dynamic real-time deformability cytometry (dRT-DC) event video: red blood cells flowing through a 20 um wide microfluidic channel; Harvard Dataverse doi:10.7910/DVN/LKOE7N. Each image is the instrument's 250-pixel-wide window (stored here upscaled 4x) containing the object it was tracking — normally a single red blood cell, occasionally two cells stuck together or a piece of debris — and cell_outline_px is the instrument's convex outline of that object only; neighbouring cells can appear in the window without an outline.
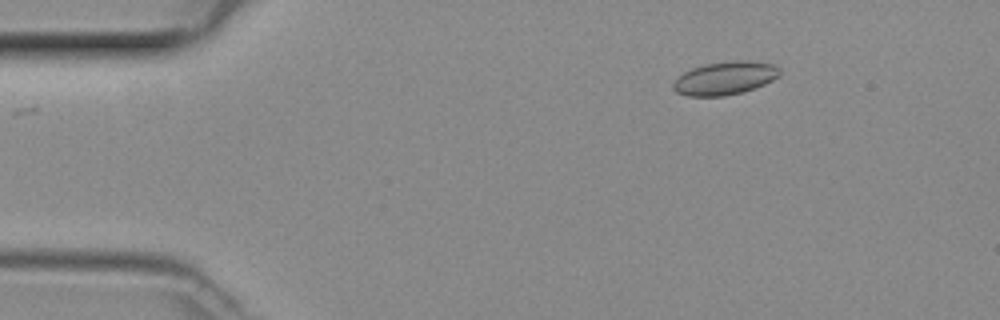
{"species": "common noctule bat (a hibernating species)", "species_latin": "Nyctalus noctula", "temperature_condition": "room temperature", "stored_images_in_passage": 43, "camera_frame_rate_fps": 3000, "um_per_image_px": 0.085, "animal": {"sex": "female", "body_mass_g": 29.2, "forearm_length_mm": 56.3}, "frame": {"image": 1, "passage_image": 1, "time_ms": 0.0, "image_size_px": [1000, 320], "cell_outline_px": [[780, 76], [756, 88], [744, 92], [724, 96], [688, 96], [676, 92], [672, 88], [672, 84], [684, 72], [692, 68], [704, 64], [740, 60], [748, 60], [776, 64], [780, 68]], "centroid_in_image_um": [61.66, 6.64], "position_along_channel_um": 23.3, "area_um2": 20.75}}
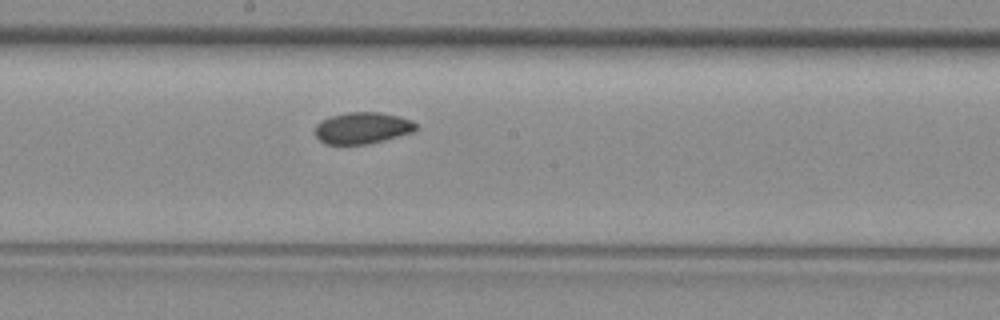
{"frame": {"image": 2, "passage_image": 20, "time_ms": 6.333, "image_size_px": [1000, 320], "cell_outline_px": [[416, 128], [412, 132], [384, 140], [364, 144], [324, 144], [312, 132], [316, 124], [320, 120], [328, 116], [348, 112], [380, 112], [400, 116], [412, 120], [416, 124]], "centroid_in_image_um": [30.74, 10.86], "position_along_channel_um": 217.5, "area_um2": 18.73}}
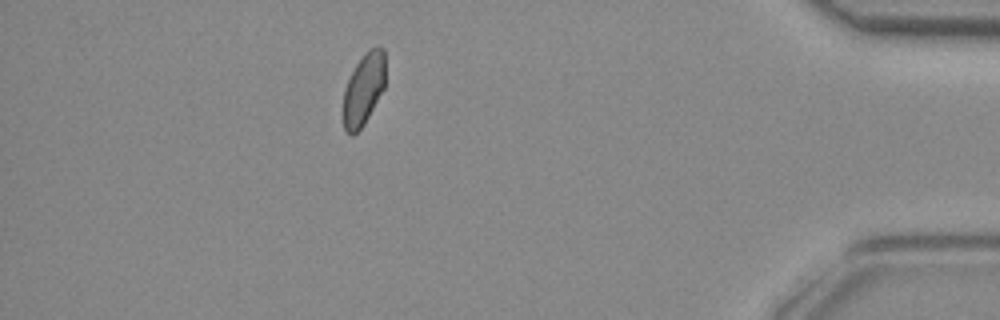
{"frame": {"image": 3, "passage_image": 37, "time_ms": 12.0, "image_size_px": [1000, 320], "cell_outline_px": [[384, 88], [364, 124], [352, 136], [344, 128], [344, 88], [356, 64], [364, 52], [368, 48], [384, 48]], "centroid_in_image_um": [30.9, 7.56], "position_along_channel_um": 404.3, "area_um2": 17.28}}